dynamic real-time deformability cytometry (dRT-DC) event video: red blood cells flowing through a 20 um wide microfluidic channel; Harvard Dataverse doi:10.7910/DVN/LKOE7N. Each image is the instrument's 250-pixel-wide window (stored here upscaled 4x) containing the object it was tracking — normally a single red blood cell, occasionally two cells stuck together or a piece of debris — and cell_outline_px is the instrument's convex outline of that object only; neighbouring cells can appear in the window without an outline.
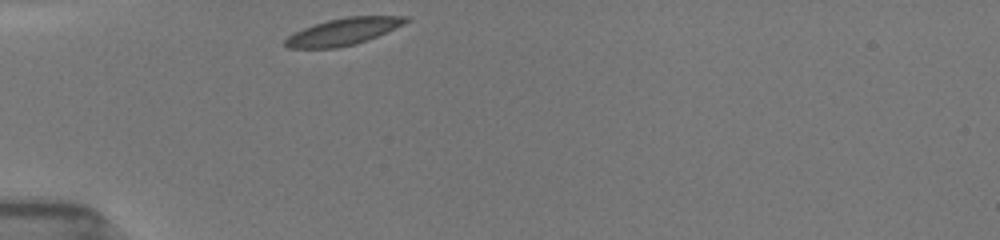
{"species": "common noctule bat (a hibernating species)", "species_latin": "Nyctalus noctula", "temperature_condition": "room temperature", "stored_images_in_passage": 11, "camera_frame_rate_fps": 3000, "um_per_image_px": 0.085, "animal": {"sex": "female", "body_mass_g": 19.5, "forearm_length_mm": 54.1}, "frame": {"image": 1, "passage_image": 1, "time_ms": 0.0, "image_size_px": [1000, 240], "cell_outline_px": [[408, 20], [404, 24], [368, 40], [356, 44], [336, 48], [288, 48], [284, 44], [284, 40], [288, 36], [304, 28], [328, 20], [348, 16], [408, 16]], "centroid_in_image_um": [29.18, 2.69], "position_along_channel_um": 55.8, "area_um2": 18.73}}
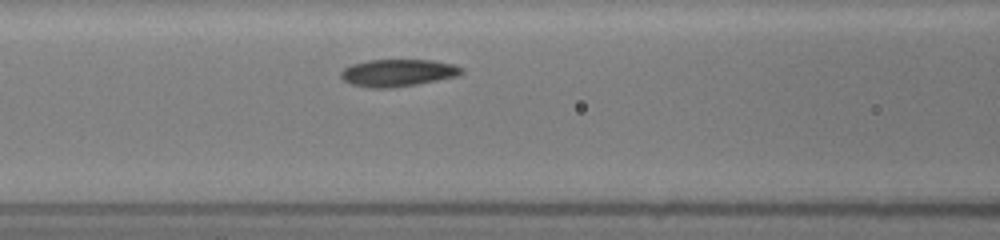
{"frame": {"image": 2, "passage_image": 5, "time_ms": 2.333, "image_size_px": [1000, 240], "cell_outline_px": [[464, 72], [460, 76], [416, 84], [392, 88], [372, 88], [352, 84], [344, 80], [340, 76], [340, 72], [344, 68], [352, 64], [368, 60], [432, 60], [452, 64], [464, 68]], "centroid_in_image_um": [33.84, 6.19], "position_along_channel_um": 132.8, "area_um2": 19.19}}
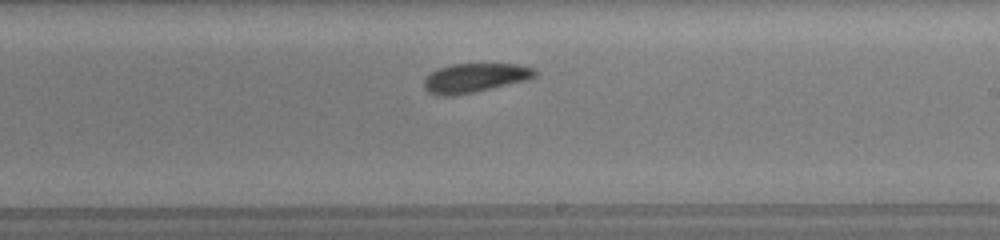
{"frame": {"image": 3, "passage_image": 10, "time_ms": 5.333, "image_size_px": [1000, 240], "cell_outline_px": [[536, 76], [528, 80], [476, 92], [452, 96], [436, 96], [428, 92], [424, 88], [424, 80], [432, 72], [440, 68], [452, 64], [520, 64], [536, 68]], "centroid_in_image_um": [40.39, 6.63], "position_along_channel_um": 248.6, "area_um2": 19.02}}